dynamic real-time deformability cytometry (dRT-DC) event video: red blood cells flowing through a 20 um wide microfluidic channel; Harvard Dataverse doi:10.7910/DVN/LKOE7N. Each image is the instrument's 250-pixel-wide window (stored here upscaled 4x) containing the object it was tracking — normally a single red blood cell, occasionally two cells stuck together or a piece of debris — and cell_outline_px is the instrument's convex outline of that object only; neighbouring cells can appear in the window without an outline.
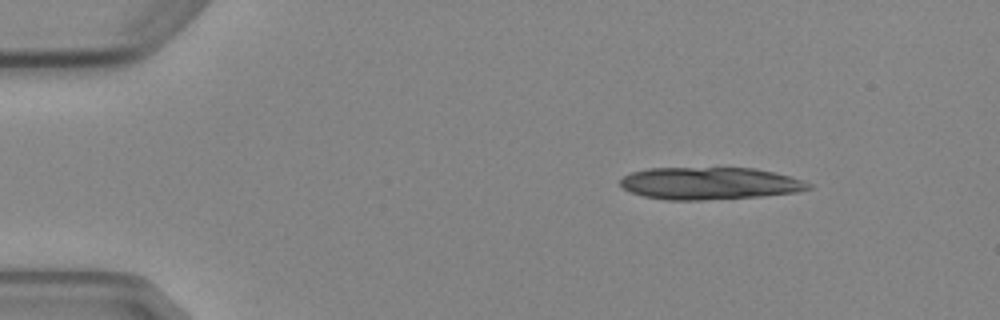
{"species": "Egyptian fruit bat (a non-hibernating species)", "species_latin": "Rousettus aegyptiacus", "temperature_condition": "cold", "stored_images_in_passage": 6, "segment_of_instrument_passage": [1, 2], "camera_frame_rate_fps": 3000, "um_per_image_px": 0.085, "animal": {"sex": "female"}, "frame": {"image": 1, "passage_image": 2, "time_ms": 2.0, "image_size_px": [1000, 320], "cell_outline_px": [[812, 188], [800, 192], [764, 196], [700, 200], [668, 200], [644, 196], [632, 192], [624, 188], [620, 184], [620, 180], [624, 176], [632, 172], [648, 168], [756, 168], [776, 172], [792, 176], [804, 180], [812, 184]], "centroid_in_image_um": [60.41, 15.58], "position_along_channel_um": 24.6, "area_um2": 35.66}}